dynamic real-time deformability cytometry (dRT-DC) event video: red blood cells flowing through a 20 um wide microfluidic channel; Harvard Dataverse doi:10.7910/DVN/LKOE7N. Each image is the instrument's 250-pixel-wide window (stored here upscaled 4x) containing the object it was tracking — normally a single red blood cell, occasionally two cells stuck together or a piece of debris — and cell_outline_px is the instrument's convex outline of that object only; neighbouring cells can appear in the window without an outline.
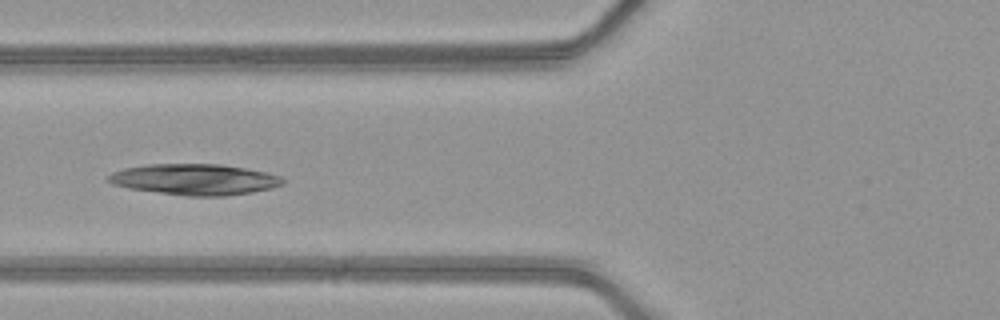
{"species": "common noctule bat (a hibernating species)", "species_latin": "Nyctalus noctula", "temperature_condition": "warm", "stored_images_in_passage": 10, "camera_frame_rate_fps": 3000, "um_per_image_px": 0.085, "animal": {"sex": "female", "body_mass_g": 21.9}, "frame": {"image": 1, "passage_image": 4, "time_ms": 1.0, "image_size_px": [1000, 320], "cell_outline_px": [[284, 184], [272, 188], [252, 192], [224, 196], [188, 196], [128, 188], [112, 184], [104, 180], [112, 172], [124, 168], [148, 164], [220, 164], [244, 168], [264, 172], [280, 176], [284, 180]], "centroid_in_image_um": [16.52, 15.25], "position_along_channel_um": 109.3, "area_um2": 31.44}}
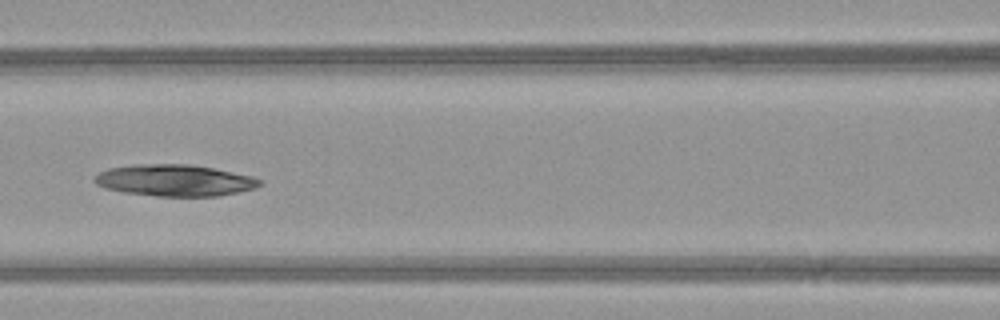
{"frame": {"image": 2, "passage_image": 7, "time_ms": 2.0, "image_size_px": [1000, 320], "cell_outline_px": [[264, 180], [256, 188], [216, 196], [156, 196], [124, 192], [104, 188], [96, 184], [92, 180], [100, 172], [108, 168], [132, 164], [188, 164], [212, 168], [252, 176]], "centroid_in_image_um": [14.82, 15.33], "position_along_channel_um": 151.8, "area_um2": 30.35}}